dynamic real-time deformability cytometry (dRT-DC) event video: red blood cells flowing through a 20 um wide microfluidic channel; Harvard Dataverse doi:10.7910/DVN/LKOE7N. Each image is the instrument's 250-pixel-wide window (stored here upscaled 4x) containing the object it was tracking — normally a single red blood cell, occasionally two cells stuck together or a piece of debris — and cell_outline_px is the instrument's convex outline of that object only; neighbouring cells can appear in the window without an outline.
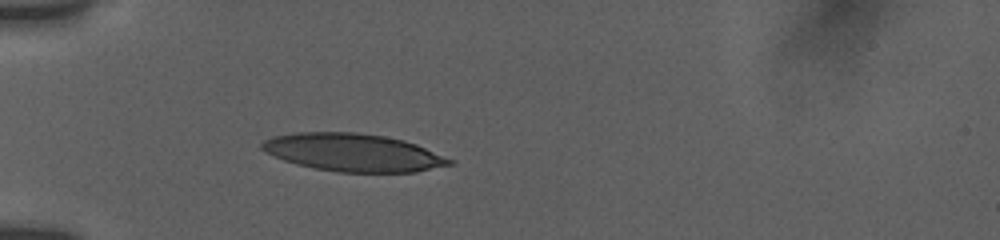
{"species": "human", "species_latin": "Homo sapiens", "temperature_condition": "room temperature", "stored_images_in_passage": 36, "camera_frame_rate_fps": 3000, "um_per_image_px": 0.085, "donor": {"sex": "female"}, "frame": {"image": 1, "passage_image": 1, "time_ms": 0.0, "image_size_px": [1000, 240], "cell_outline_px": [[456, 160], [452, 164], [416, 172], [336, 172], [312, 168], [296, 164], [284, 160], [264, 152], [260, 148], [260, 144], [264, 140], [272, 136], [296, 132], [356, 132], [384, 136], [404, 140], [416, 144]], "centroid_in_image_um": [30.0, 12.96], "position_along_channel_um": 55.0, "area_um2": 41.56}}
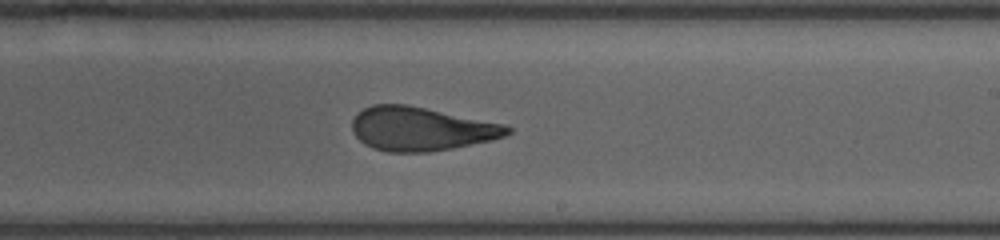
{"frame": {"image": 2, "passage_image": 17, "time_ms": 5.667, "image_size_px": [1000, 240], "cell_outline_px": [[512, 132], [504, 136], [492, 140], [452, 148], [428, 152], [388, 152], [372, 148], [364, 144], [352, 132], [352, 120], [356, 112], [372, 104], [408, 104], [504, 124], [512, 128]], "centroid_in_image_um": [35.75, 10.95], "position_along_channel_um": 253.2, "area_um2": 39.77}}
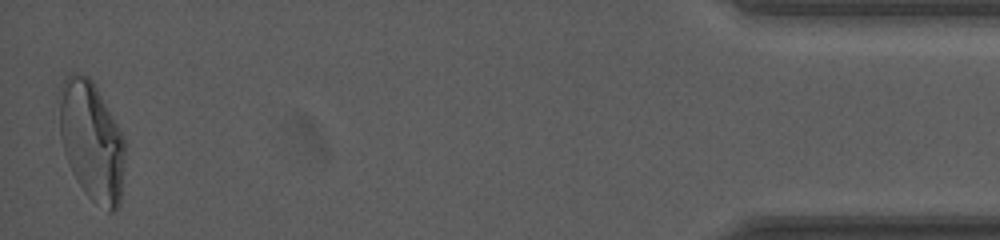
{"frame": {"image": 3, "passage_image": 36, "time_ms": 12.333, "image_size_px": [1000, 240], "cell_outline_px": [[124, 156], [120, 204], [116, 212], [108, 212], [92, 200], [84, 192], [72, 172], [68, 164], [64, 152], [60, 136], [56, 96], [64, 80], [72, 72], [80, 72], [88, 76], [92, 80], [112, 116], [124, 140]], "centroid_in_image_um": [7.74, 11.96], "position_along_channel_um": 427.5, "area_um2": 45.89}, "authors_computed_cell_mechanics": {"area_um2": 40.4889, "velocity_mm_per_s": 3.7747, "shape_relaxation_time_tau1_ms": 6.8479, "shape_relaxation_time_tau2_ms": 1.3129, "deformation_change_tau1": 0.2305, "deformation_change_tau2": 0.087}}